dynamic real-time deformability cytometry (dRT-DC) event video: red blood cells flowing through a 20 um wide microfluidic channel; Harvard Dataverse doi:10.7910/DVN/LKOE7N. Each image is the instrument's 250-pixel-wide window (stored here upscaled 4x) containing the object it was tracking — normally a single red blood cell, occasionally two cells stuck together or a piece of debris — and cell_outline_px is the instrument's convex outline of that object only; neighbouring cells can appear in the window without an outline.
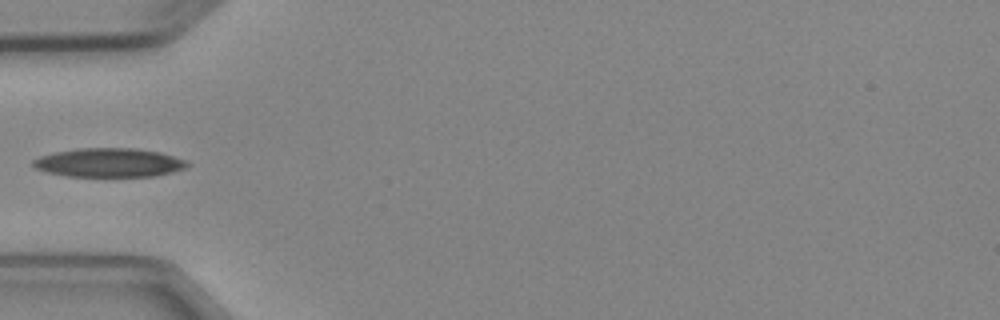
{"species": "Egyptian fruit bat (a non-hibernating species)", "species_latin": "Rousettus aegyptiacus", "temperature_condition": "cold", "stored_images_in_passage": 5, "camera_frame_rate_fps": 3000, "um_per_image_px": 0.085, "animal": {"sex": "female"}, "frame": {"image": 1, "passage_image": 4, "time_ms": 3.333, "image_size_px": [1000, 320], "cell_outline_px": [[192, 164], [184, 168], [152, 176], [68, 176], [48, 172], [36, 168], [32, 164], [32, 160], [40, 156], [56, 152], [76, 148], [136, 148], [160, 152], [188, 160]], "centroid_in_image_um": [9.29, 13.81], "position_along_channel_um": 75.7, "area_um2": 25.84}}